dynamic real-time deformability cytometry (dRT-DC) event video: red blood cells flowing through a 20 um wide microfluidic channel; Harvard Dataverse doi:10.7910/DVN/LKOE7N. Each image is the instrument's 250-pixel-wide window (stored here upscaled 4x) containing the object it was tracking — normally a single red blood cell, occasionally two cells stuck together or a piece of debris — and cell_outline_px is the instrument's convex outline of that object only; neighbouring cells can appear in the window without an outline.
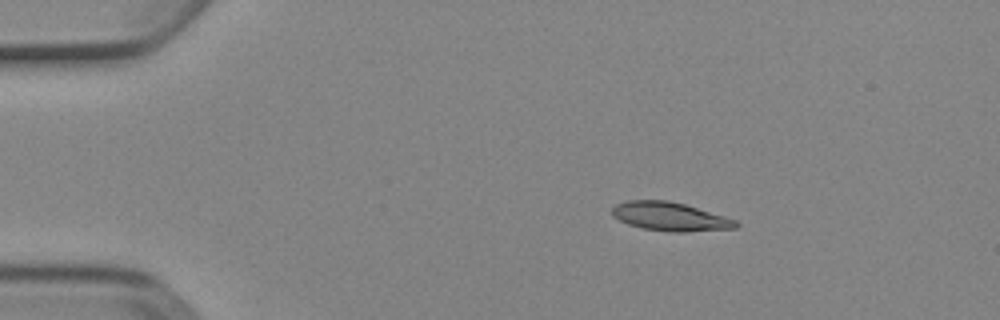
{"species": "Egyptian fruit bat (a non-hibernating species)", "species_latin": "Rousettus aegyptiacus", "temperature_condition": "cold", "stored_images_in_passage": 3, "camera_frame_rate_fps": 3000, "um_per_image_px": 0.085, "animal": {"sex": "female"}, "frame": {"image": 1, "passage_image": 1, "time_ms": 0.0, "image_size_px": [1000, 320], "cell_outline_px": [[740, 224], [736, 228], [684, 232], [672, 232], [644, 228], [628, 224], [612, 216], [612, 208], [616, 204], [628, 200], [668, 200], [684, 204], [724, 216], [736, 220]], "centroid_in_image_um": [56.95, 18.4], "position_along_channel_um": 28.0, "area_um2": 20.52}}